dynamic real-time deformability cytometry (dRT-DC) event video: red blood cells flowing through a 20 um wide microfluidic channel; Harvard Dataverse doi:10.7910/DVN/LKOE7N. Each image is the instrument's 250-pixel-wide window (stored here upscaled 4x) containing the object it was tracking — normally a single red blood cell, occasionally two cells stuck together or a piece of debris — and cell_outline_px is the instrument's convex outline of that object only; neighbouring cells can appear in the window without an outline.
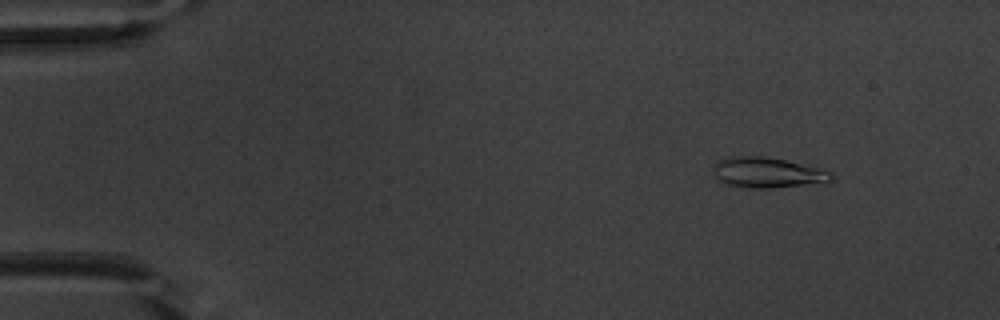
{"species": "common noctule bat (a hibernating species)", "species_latin": "Nyctalus noctula", "temperature_condition": "warm", "stored_images_in_passage": 50, "camera_frame_rate_fps": 3000, "um_per_image_px": 0.085, "animal": {"sex": "male", "body_mass_g": 20.1, "forearm_length_mm": 53.5}, "frame": {"image": 1, "passage_image": 3, "time_ms": 0.667, "image_size_px": [1000, 320], "cell_outline_px": [[836, 176], [832, 180], [768, 188], [752, 188], [724, 184], [716, 180], [712, 172], [716, 164], [720, 160], [732, 156], [764, 156], [784, 160], [820, 168], [832, 172]], "centroid_in_image_um": [65.17, 14.66], "position_along_channel_um": 19.8, "area_um2": 20.63}}
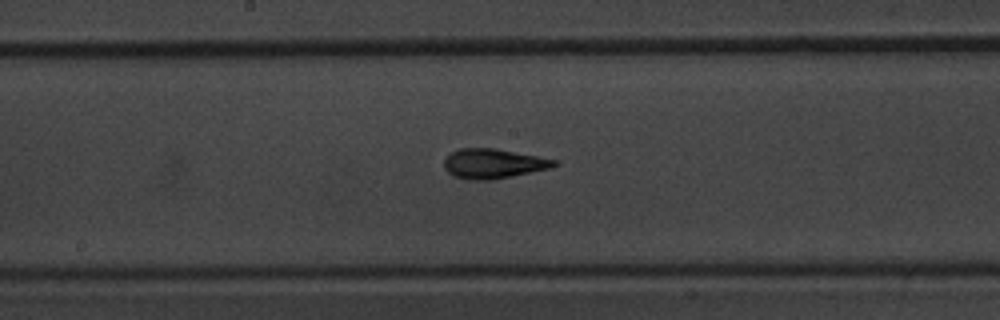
{"frame": {"image": 2, "passage_image": 25, "time_ms": 8.0, "image_size_px": [1000, 320], "cell_outline_px": [[560, 164], [552, 168], [492, 180], [468, 180], [456, 176], [448, 172], [444, 168], [444, 160], [452, 152], [460, 148], [496, 148], [560, 160]], "centroid_in_image_um": [42.0, 13.9], "position_along_channel_um": 206.2, "area_um2": 19.25}}
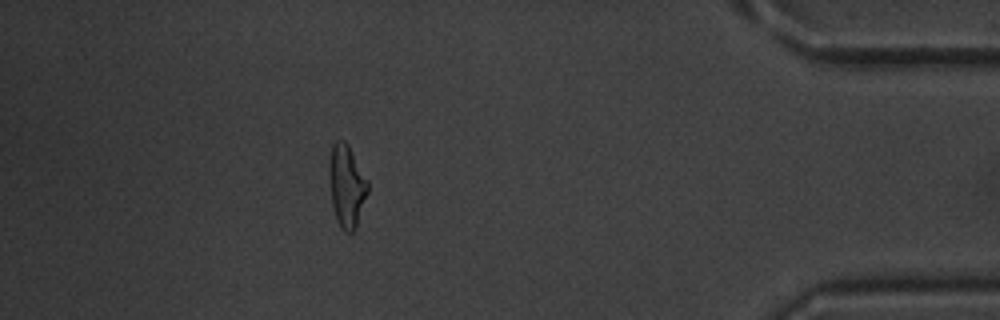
{"frame": {"image": 3, "passage_image": 44, "time_ms": 14.333, "image_size_px": [1000, 320], "cell_outline_px": [[368, 192], [356, 228], [352, 232], [344, 232], [340, 228], [336, 220], [332, 204], [328, 172], [328, 168], [332, 144], [336, 140], [344, 140], [348, 144], [368, 180]], "centroid_in_image_um": [29.46, 15.8], "position_along_channel_um": 405.7, "area_um2": 18.73}, "authors_computed_cell_mechanics": {"area_um2": 18.6116, "velocity_mm_per_s": 3.8543, "shape_relaxation_time_tau1_ms": 5.0352, "shape_relaxation_time_tau2_ms": 2.303, "deformation_change_tau1": 0.1928, "deformation_change_tau2": 0.1116}}